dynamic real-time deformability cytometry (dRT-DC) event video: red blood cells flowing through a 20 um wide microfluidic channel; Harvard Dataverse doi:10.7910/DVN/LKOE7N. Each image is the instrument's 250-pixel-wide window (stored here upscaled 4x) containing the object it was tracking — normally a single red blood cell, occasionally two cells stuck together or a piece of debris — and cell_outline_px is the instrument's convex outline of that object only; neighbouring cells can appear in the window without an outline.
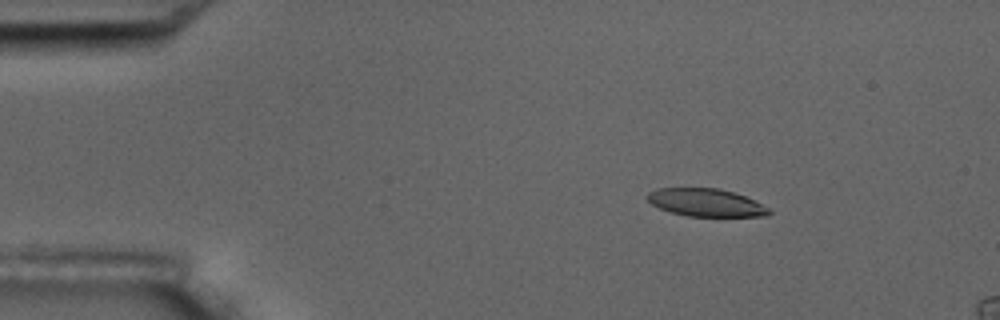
{"species": "common noctule bat (a hibernating species)", "species_latin": "Nyctalus noctula", "temperature_condition": "room temperature", "stored_images_in_passage": 6, "camera_frame_rate_fps": 3000, "um_per_image_px": 0.085, "animal": {"sex": "male", "body_mass_g": 17.5, "forearm_length_mm": 52.3}, "frame": {"image": 1, "passage_image": 3, "time_ms": 2.333, "image_size_px": [1000, 320], "cell_outline_px": [[772, 212], [768, 216], [688, 216], [672, 212], [660, 208], [652, 204], [644, 196], [648, 192], [656, 188], [720, 188], [744, 196], [768, 208]], "centroid_in_image_um": [59.96, 17.21], "position_along_channel_um": 25.0, "area_um2": 19.54}}